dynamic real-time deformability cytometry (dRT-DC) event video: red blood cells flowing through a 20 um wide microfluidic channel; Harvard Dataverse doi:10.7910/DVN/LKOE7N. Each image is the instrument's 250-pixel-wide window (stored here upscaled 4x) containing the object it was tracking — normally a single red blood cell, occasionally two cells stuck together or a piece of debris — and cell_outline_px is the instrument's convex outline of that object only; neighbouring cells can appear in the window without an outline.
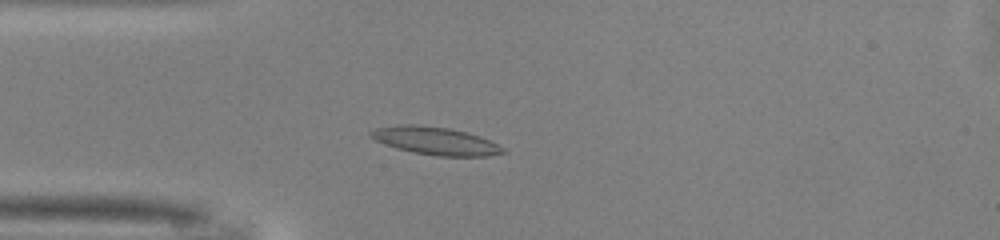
{"species": "common noctule bat (a hibernating species)", "species_latin": "Nyctalus noctula", "temperature_condition": "warm", "stored_images_in_passage": 39, "camera_frame_rate_fps": 3000, "um_per_image_px": 0.085, "animal": {"sex": "male", "body_mass_g": 13.0, "forearm_length_mm": 53.1}, "frame": {"image": 1, "passage_image": 3, "time_ms": 0.667, "image_size_px": [1000, 240], "cell_outline_px": [[508, 152], [488, 156], [436, 156], [412, 152], [396, 148], [384, 144], [376, 140], [368, 132], [376, 128], [400, 124], [416, 124], [448, 128], [468, 132], [480, 136], [504, 148]], "centroid_in_image_um": [37.02, 11.97], "position_along_channel_um": 48.0, "area_um2": 21.44}}
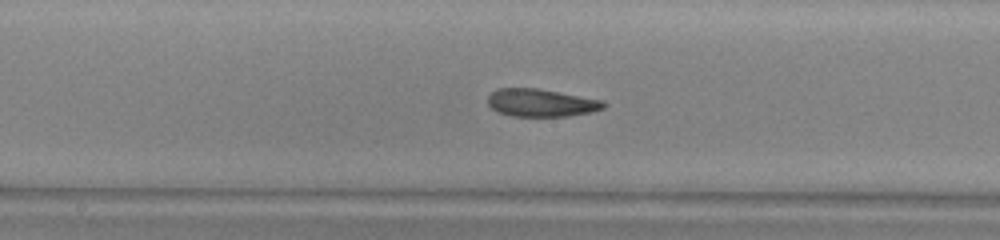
{"frame": {"image": 2, "passage_image": 15, "time_ms": 4.667, "image_size_px": [1000, 240], "cell_outline_px": [[608, 104], [604, 108], [592, 112], [568, 116], [512, 116], [496, 112], [488, 104], [488, 96], [496, 88], [536, 88], [604, 100]], "centroid_in_image_um": [46.01, 8.74], "position_along_channel_um": 202.2, "area_um2": 18.84}}
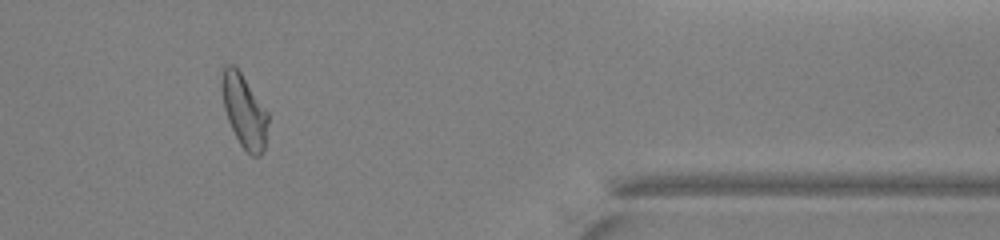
{"frame": {"image": 3, "passage_image": 31, "time_ms": 10.0, "image_size_px": [1000, 240], "cell_outline_px": [[268, 120], [264, 148], [260, 156], [252, 156], [240, 144], [228, 120], [224, 108], [220, 88], [220, 84], [224, 64], [232, 64], [240, 72], [268, 112]], "centroid_in_image_um": [20.73, 9.41], "position_along_channel_um": 390.7, "area_um2": 19.48}, "authors_computed_cell_mechanics": {"area_um2": 19.5364, "velocity_mm_per_s": 4.1074, "shape_relaxation_time_tau1_ms": 4.7509, "shape_relaxation_time_tau2_ms": 2.517, "deformation_change_tau1": 0.1456, "deformation_change_tau2": 0.1106}}